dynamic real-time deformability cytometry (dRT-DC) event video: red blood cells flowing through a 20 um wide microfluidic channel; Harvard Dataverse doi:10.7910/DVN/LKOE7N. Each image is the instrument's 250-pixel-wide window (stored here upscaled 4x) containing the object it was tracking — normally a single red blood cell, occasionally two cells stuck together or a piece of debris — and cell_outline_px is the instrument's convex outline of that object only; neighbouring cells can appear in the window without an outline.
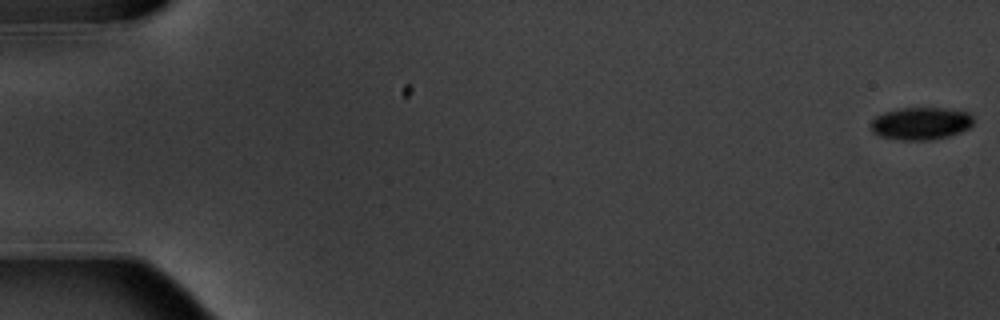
{"species": "common noctule bat (a hibernating species)", "species_latin": "Nyctalus noctula", "temperature_condition": "warm", "stored_images_in_passage": 4, "camera_frame_rate_fps": 3000, "um_per_image_px": 0.085, "animal": {"sex": "male", "body_mass_g": 20.1, "forearm_length_mm": 53.5}, "frame": {"image": 1, "passage_image": 1, "time_ms": 0.0, "image_size_px": [1000, 320], "cell_outline_px": [[972, 124], [968, 128], [960, 132], [948, 136], [932, 140], [900, 140], [876, 136], [872, 132], [868, 124], [876, 116], [884, 112], [900, 108], [944, 108], [968, 112], [972, 116]], "centroid_in_image_um": [78.2, 10.5], "position_along_channel_um": 6.8, "area_um2": 19.65}}